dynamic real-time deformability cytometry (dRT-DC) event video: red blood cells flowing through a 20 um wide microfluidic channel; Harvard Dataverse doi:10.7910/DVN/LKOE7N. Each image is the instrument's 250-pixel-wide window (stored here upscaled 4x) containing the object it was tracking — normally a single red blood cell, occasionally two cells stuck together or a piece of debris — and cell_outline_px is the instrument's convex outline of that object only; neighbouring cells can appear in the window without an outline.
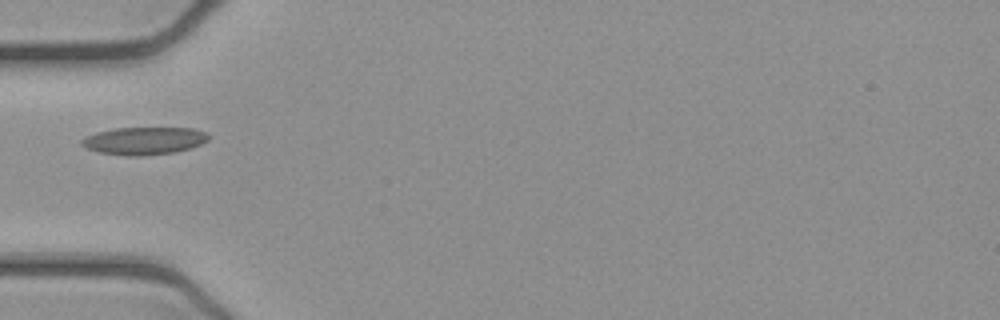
{"species": "common noctule bat (a hibernating species)", "species_latin": "Nyctalus noctula", "temperature_condition": "cold", "stored_images_in_passage": 36, "camera_frame_rate_fps": 3000, "um_per_image_px": 0.085, "animal": {"sex": "female", "body_mass_g": 21.9}, "frame": {"image": 1, "passage_image": 1, "time_ms": 0.0, "image_size_px": [1000, 320], "cell_outline_px": [[208, 140], [192, 148], [176, 152], [144, 156], [128, 156], [100, 152], [88, 148], [80, 144], [80, 140], [96, 132], [116, 128], [192, 128], [208, 132]], "centroid_in_image_um": [12.28, 11.97], "position_along_channel_um": 72.7, "area_um2": 20.4}}
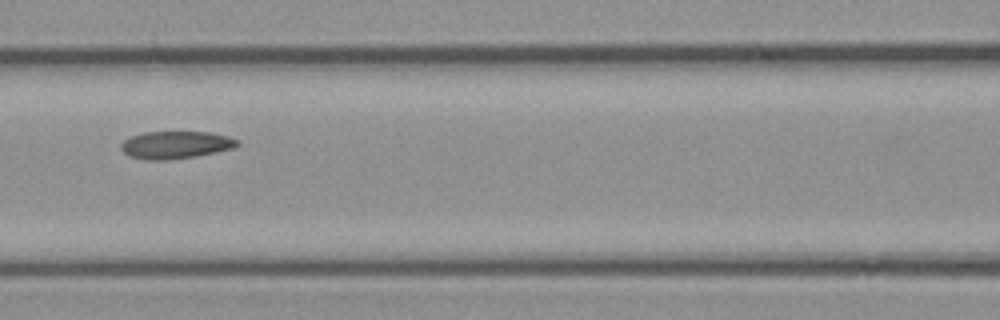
{"frame": {"image": 2, "passage_image": 7, "time_ms": 2.0, "image_size_px": [1000, 320], "cell_outline_px": [[240, 144], [232, 148], [216, 152], [196, 156], [168, 160], [148, 160], [128, 156], [120, 148], [120, 144], [124, 140], [132, 136], [144, 132], [212, 132], [228, 136], [240, 140]], "centroid_in_image_um": [14.94, 12.31], "position_along_channel_um": 151.7, "area_um2": 18.73}}
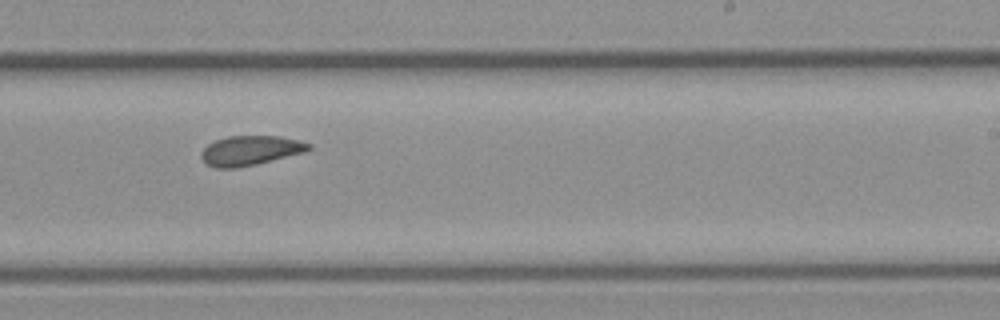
{"frame": {"image": 3, "passage_image": 16, "time_ms": 5.0, "image_size_px": [1000, 320], "cell_outline_px": [[312, 148], [304, 152], [256, 164], [236, 168], [216, 168], [208, 164], [200, 156], [200, 152], [208, 144], [216, 140], [228, 136], [280, 136], [312, 144]], "centroid_in_image_um": [21.27, 12.79], "position_along_channel_um": 267.7, "area_um2": 18.38}}